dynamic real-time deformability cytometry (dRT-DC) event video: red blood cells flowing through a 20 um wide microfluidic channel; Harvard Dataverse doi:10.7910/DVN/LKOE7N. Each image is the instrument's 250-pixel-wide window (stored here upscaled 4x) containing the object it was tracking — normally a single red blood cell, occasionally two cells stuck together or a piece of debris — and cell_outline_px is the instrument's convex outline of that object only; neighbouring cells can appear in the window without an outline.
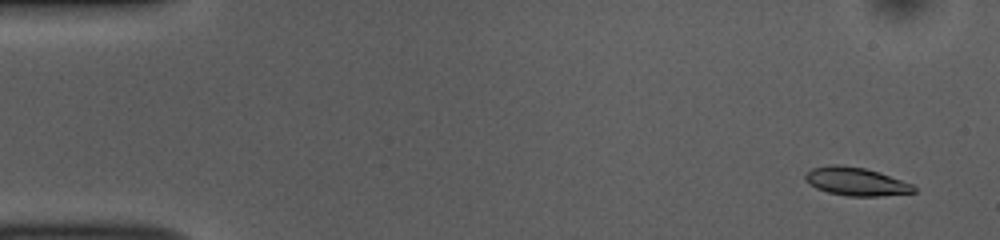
{"species": "common noctule bat (a hibernating species)", "species_latin": "Nyctalus noctula", "temperature_condition": "room temperature", "stored_images_in_passage": 52, "camera_frame_rate_fps": 3000, "um_per_image_px": 0.085, "animal": {"sex": "female", "body_mass_g": 10.0, "forearm_length_mm": 53.1}, "frame": {"image": 1, "passage_image": 3, "time_ms": 0.667, "image_size_px": [1000, 240], "cell_outline_px": [[916, 192], [880, 196], [848, 196], [828, 192], [816, 188], [808, 184], [804, 180], [804, 176], [812, 168], [832, 164], [836, 164], [864, 168], [880, 172], [912, 184], [916, 188]], "centroid_in_image_um": [72.75, 15.43], "position_along_channel_um": 12.3, "area_um2": 17.86}}
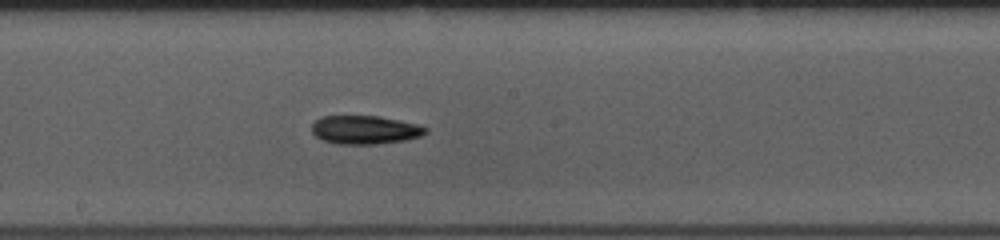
{"frame": {"image": 2, "passage_image": 28, "time_ms": 9.0, "image_size_px": [1000, 240], "cell_outline_px": [[428, 132], [420, 136], [408, 140], [372, 144], [336, 144], [324, 140], [316, 136], [312, 132], [312, 124], [320, 116], [380, 116], [400, 120], [416, 124], [428, 128]], "centroid_in_image_um": [31.03, 11.03], "position_along_channel_um": 217.2, "area_um2": 18.96}}
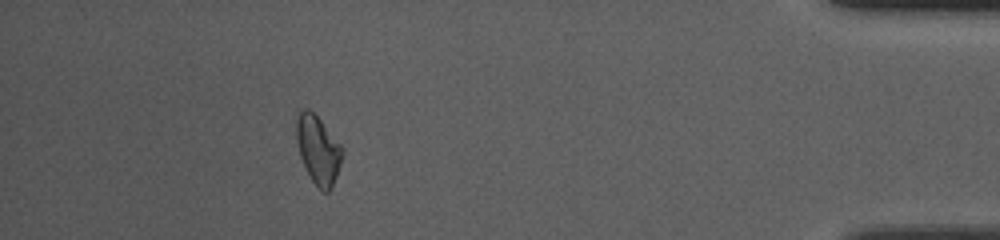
{"frame": {"image": 3, "passage_image": 47, "time_ms": 15.333, "image_size_px": [1000, 240], "cell_outline_px": [[344, 152], [336, 176], [328, 192], [324, 192], [312, 180], [300, 156], [296, 140], [296, 120], [300, 108], [308, 108], [320, 120], [344, 148]], "centroid_in_image_um": [27.03, 12.68], "position_along_channel_um": 408.2, "area_um2": 17.98}, "authors_computed_cell_mechanics": {"area_um2": 18.0336, "velocity_mm_per_s": 3.8441, "shape_relaxation_time_tau1_ms": 5.7704, "shape_relaxation_time_tau2_ms": 9.8447, "deformation_change_tau1": 0.1445, "deformation_change_tau2": 0.1983}}